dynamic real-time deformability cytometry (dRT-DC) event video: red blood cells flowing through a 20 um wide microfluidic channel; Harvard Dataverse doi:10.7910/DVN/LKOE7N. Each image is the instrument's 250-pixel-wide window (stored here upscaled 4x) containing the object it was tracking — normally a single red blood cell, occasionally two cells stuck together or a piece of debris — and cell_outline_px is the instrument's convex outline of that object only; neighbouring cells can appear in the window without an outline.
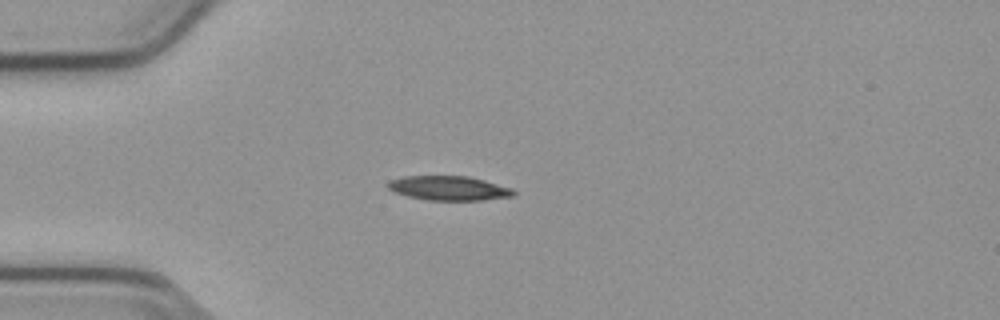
{"species": "common noctule bat (a hibernating species)", "species_latin": "Nyctalus noctula", "temperature_condition": "cold", "stored_images_in_passage": 41, "camera_frame_rate_fps": 3000, "um_per_image_px": 0.085, "animal": {"sex": "male", "body_mass_g": 23.1, "forearm_length_mm": 52.7}, "frame": {"image": 1, "passage_image": 1, "time_ms": 0.0, "image_size_px": [1000, 320], "cell_outline_px": [[516, 196], [480, 200], [424, 200], [408, 196], [396, 192], [388, 188], [388, 184], [392, 180], [404, 176], [468, 176], [484, 180], [512, 188], [516, 192]], "centroid_in_image_um": [38.2, 16.0], "position_along_channel_um": 46.8, "area_um2": 17.74}}
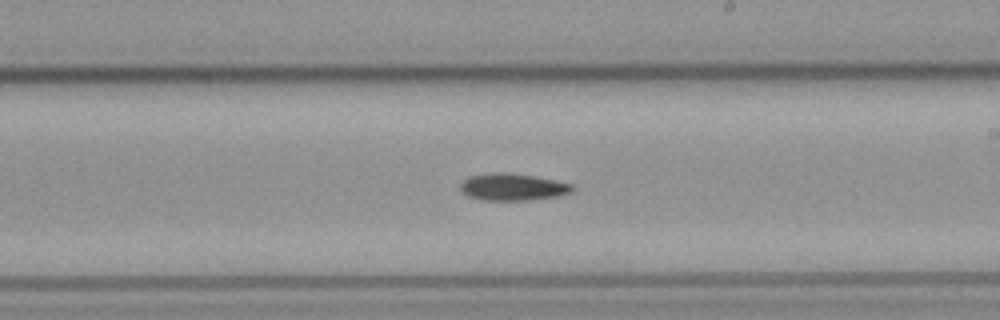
{"frame": {"image": 2, "passage_image": 18, "time_ms": 5.667, "image_size_px": [1000, 320], "cell_outline_px": [[576, 188], [572, 192], [560, 196], [532, 200], [484, 200], [468, 196], [460, 188], [460, 184], [468, 176], [496, 172], [504, 172], [532, 176], [556, 180], [572, 184]], "centroid_in_image_um": [43.63, 15.9], "position_along_channel_um": 245.4, "area_um2": 17.69}}
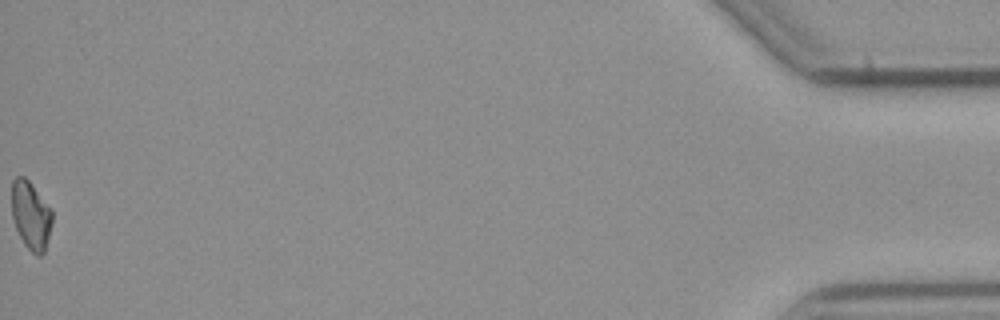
{"frame": {"image": 3, "passage_image": 41, "time_ms": 13.333, "image_size_px": [1000, 320], "cell_outline_px": [[52, 224], [44, 252], [40, 256], [36, 256], [24, 244], [16, 228], [12, 216], [12, 180], [16, 176], [24, 176], [28, 180], [52, 212]], "centroid_in_image_um": [2.6, 18.32], "position_along_channel_um": 432.6, "area_um2": 15.78}, "authors_computed_cell_mechanics": {"area_um2": 17.1666, "velocity_mm_per_s": 3.8008, "shape_relaxation_time_tau1_ms": 6.7141, "shape_relaxation_time_tau2_ms": null, "deformation_change_tau1": 0.151, "deformation_change_tau2": null}}